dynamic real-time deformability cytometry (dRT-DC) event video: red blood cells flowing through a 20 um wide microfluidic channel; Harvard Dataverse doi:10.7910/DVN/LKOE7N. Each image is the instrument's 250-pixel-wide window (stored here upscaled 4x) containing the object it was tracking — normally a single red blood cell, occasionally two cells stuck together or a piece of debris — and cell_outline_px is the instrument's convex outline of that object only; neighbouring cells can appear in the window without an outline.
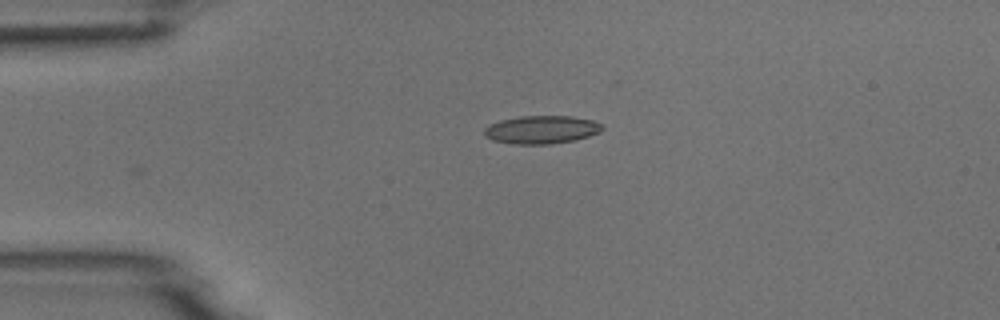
{"species": "common noctule bat (a hibernating species)", "species_latin": "Nyctalus noctula", "temperature_condition": "room temperature", "stored_images_in_passage": 5, "camera_frame_rate_fps": 3000, "um_per_image_px": 0.085, "animal": {"sex": "male", "body_mass_g": 18.8}, "frame": {"image": 1, "passage_image": 5, "time_ms": 4.667, "image_size_px": [1000, 320], "cell_outline_px": [[604, 128], [600, 132], [576, 140], [548, 144], [516, 144], [492, 140], [484, 136], [484, 128], [488, 124], [500, 120], [520, 116], [572, 116], [592, 120], [604, 124]], "centroid_in_image_um": [46.03, 11.01], "position_along_channel_um": 39.0, "area_um2": 19.48}}